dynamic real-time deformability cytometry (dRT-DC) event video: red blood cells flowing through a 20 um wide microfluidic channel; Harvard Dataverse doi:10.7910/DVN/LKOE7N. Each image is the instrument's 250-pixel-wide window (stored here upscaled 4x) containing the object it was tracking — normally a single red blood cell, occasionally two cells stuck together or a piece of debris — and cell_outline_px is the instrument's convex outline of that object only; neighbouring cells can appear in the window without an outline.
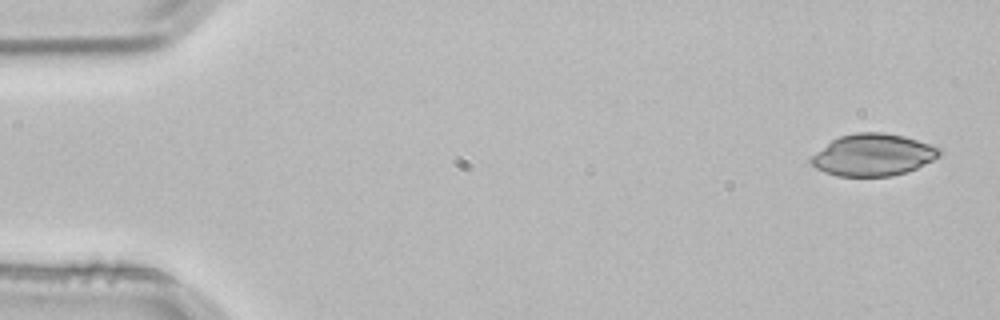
{"species": "common noctule bat (a hibernating species)", "species_latin": "Nyctalus noctula", "temperature_condition": "room temperature", "stored_images_in_passage": 3, "camera_frame_rate_fps": 3000, "um_per_image_px": 0.085, "animal": {"sex": "male", "body_mass_g": 21.5, "forearm_length_mm": 52.0}, "frame": {"image": 1, "passage_image": 1, "time_ms": 0.0, "image_size_px": [1000, 320], "cell_outline_px": [[940, 156], [916, 168], [892, 176], [836, 176], [824, 172], [816, 168], [812, 164], [812, 156], [816, 152], [832, 140], [840, 136], [856, 132], [884, 132], [904, 136], [940, 148]], "centroid_in_image_um": [74.2, 13.16], "position_along_channel_um": 10.8, "area_um2": 31.04}}